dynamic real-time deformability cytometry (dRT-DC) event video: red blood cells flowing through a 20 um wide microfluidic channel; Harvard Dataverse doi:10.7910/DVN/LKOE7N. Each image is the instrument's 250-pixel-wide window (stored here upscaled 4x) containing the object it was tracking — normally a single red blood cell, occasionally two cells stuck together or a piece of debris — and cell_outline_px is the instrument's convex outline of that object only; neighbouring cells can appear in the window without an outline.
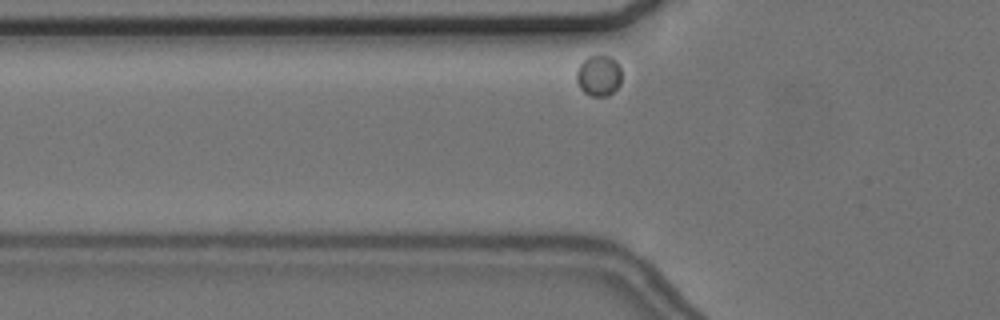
{"species": "common noctule bat (a hibernating species)", "species_latin": "Nyctalus noctula", "temperature_condition": "cold", "stored_images_in_passage": 30, "camera_frame_rate_fps": 3000, "um_per_image_px": 0.085, "animal": {"sex": "female", "body_mass_g": 24.6, "forearm_length_mm": 56.2}, "frame": {"image": 1, "passage_image": 2, "time_ms": 0.333, "image_size_px": [1000, 320], "cell_outline_px": [[620, 84], [608, 96], [592, 96], [584, 92], [580, 88], [576, 80], [576, 72], [580, 64], [588, 56], [608, 56], [616, 60], [620, 68]], "centroid_in_image_um": [50.88, 6.43], "position_along_channel_um": 74.9, "area_um2": 10.64}}
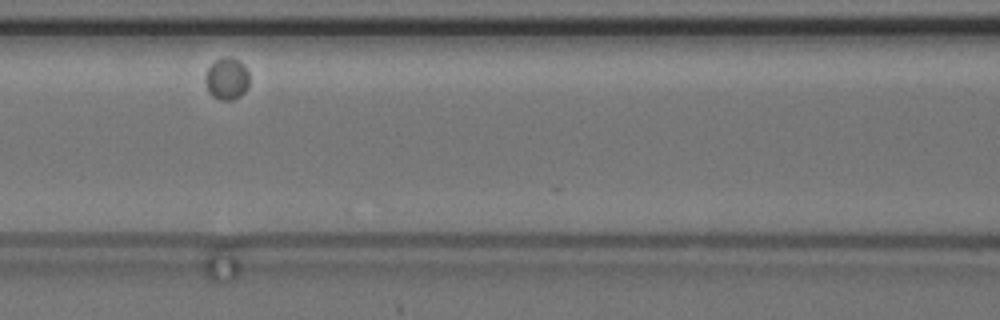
{"frame": {"image": 2, "passage_image": 9, "time_ms": 2.667, "image_size_px": [1000, 320], "cell_outline_px": [[248, 88], [240, 96], [232, 100], [220, 100], [212, 96], [208, 92], [204, 84], [204, 76], [208, 68], [216, 60], [224, 56], [228, 56], [244, 64], [248, 72]], "centroid_in_image_um": [19.25, 6.71], "position_along_channel_um": 147.3, "area_um2": 10.92}}
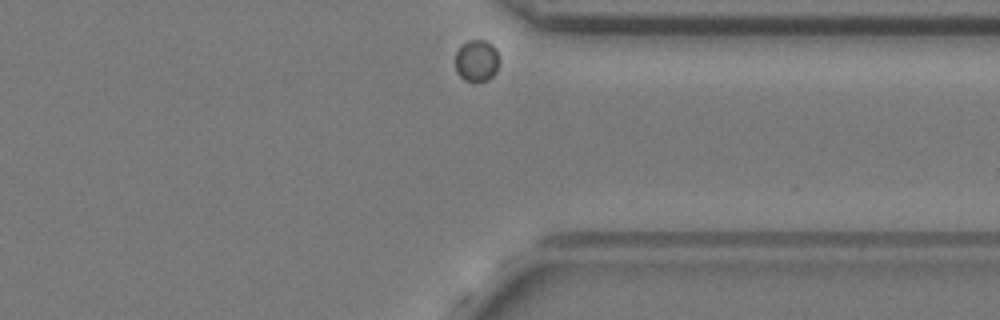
{"frame": {"image": 3, "passage_image": 30, "time_ms": 9.667, "image_size_px": [1000, 320], "cell_outline_px": [[500, 60], [496, 72], [488, 80], [464, 80], [456, 72], [456, 52], [460, 44], [468, 40], [484, 40], [492, 44], [496, 48]], "centroid_in_image_um": [40.53, 5.12], "position_along_channel_um": 370.9, "area_um2": 10.81}}